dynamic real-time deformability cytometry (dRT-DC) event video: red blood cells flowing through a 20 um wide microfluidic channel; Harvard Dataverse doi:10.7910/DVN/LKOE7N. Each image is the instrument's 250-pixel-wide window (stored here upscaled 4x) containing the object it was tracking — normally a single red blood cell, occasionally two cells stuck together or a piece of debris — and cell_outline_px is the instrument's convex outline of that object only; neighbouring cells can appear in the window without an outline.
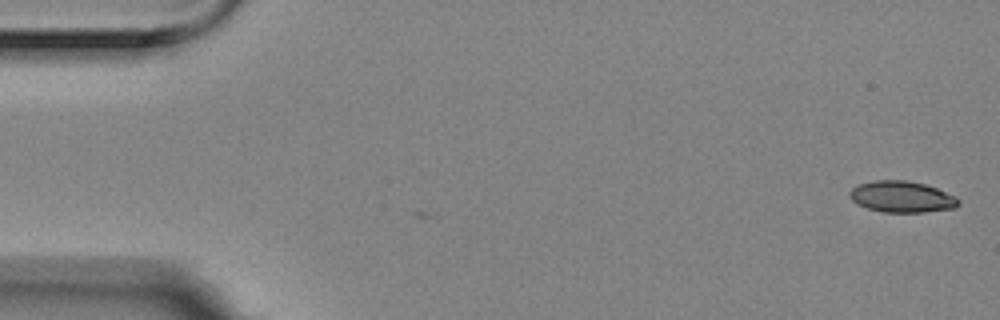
{"species": "Egyptian fruit bat (a non-hibernating species)", "species_latin": "Rousettus aegyptiacus", "temperature_condition": "room temperature", "stored_images_in_passage": 5, "camera_frame_rate_fps": 3000, "um_per_image_px": 0.085, "animal": {"sex": "female"}, "frame": {"image": 1, "passage_image": 1, "time_ms": 0.0, "image_size_px": [1000, 320], "cell_outline_px": [[960, 204], [956, 208], [924, 212], [884, 212], [868, 208], [856, 204], [848, 196], [848, 192], [852, 188], [860, 184], [876, 180], [904, 180], [924, 184], [936, 188], [956, 196], [960, 200]], "centroid_in_image_um": [76.66, 16.73], "position_along_channel_um": 8.3, "area_um2": 19.88}}
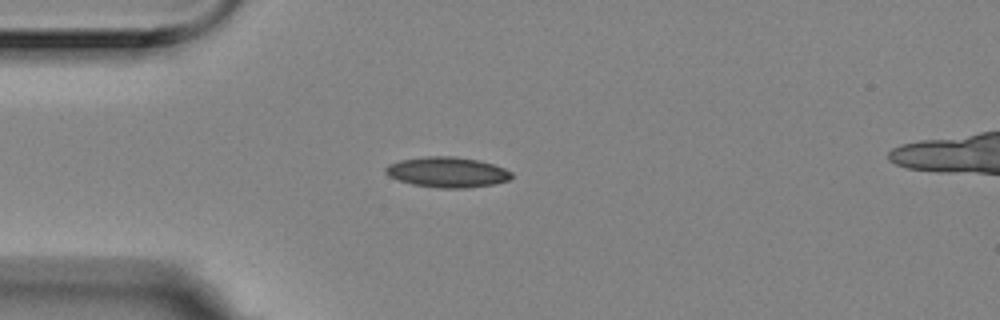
{"frame": {"image": 2, "passage_image": 4, "time_ms": 1.0, "image_size_px": [1000, 320], "cell_outline_px": [[512, 176], [508, 180], [492, 184], [468, 188], [436, 188], [412, 184], [388, 176], [384, 172], [384, 168], [388, 164], [400, 160], [428, 156], [456, 156], [480, 160], [504, 168], [512, 172]], "centroid_in_image_um": [38.0, 14.63], "position_along_channel_um": 47.0, "area_um2": 22.37}}